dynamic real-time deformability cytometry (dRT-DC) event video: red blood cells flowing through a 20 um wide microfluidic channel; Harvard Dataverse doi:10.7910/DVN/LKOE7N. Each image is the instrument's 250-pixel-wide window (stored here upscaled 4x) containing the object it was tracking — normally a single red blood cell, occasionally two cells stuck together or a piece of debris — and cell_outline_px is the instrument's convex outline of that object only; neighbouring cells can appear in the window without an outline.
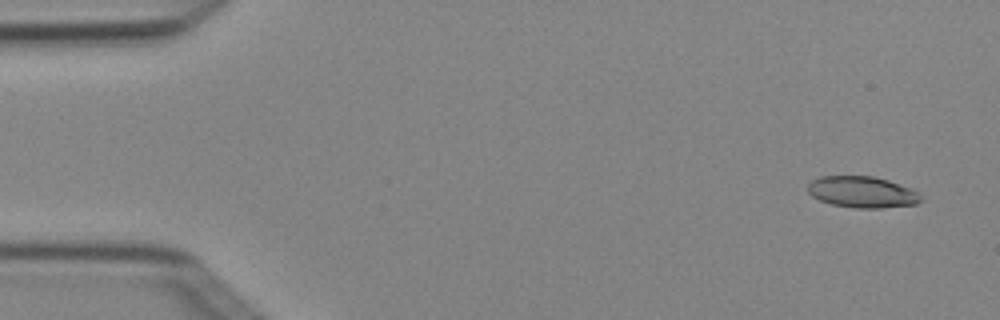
{"species": "Egyptian fruit bat (a non-hibernating species)", "species_latin": "Rousettus aegyptiacus", "temperature_condition": "cold", "stored_images_in_passage": 4, "camera_frame_rate_fps": 3000, "um_per_image_px": 0.085, "animal": {"sex": "female"}, "frame": {"image": 1, "passage_image": 1, "time_ms": 0.0, "image_size_px": [1000, 320], "cell_outline_px": [[920, 200], [916, 204], [880, 208], [856, 208], [832, 204], [820, 200], [812, 196], [808, 192], [808, 184], [812, 180], [820, 176], [872, 176], [888, 180], [912, 188], [920, 192]], "centroid_in_image_um": [73.29, 16.32], "position_along_channel_um": 11.7, "area_um2": 20.63}}
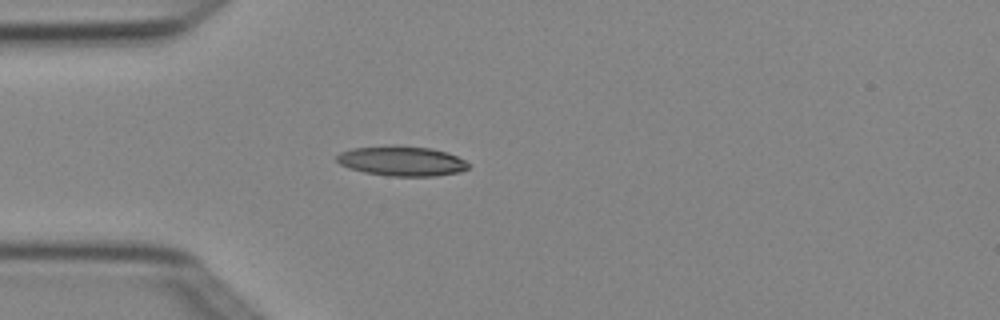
{"frame": {"image": 2, "passage_image": 4, "time_ms": 1.0, "image_size_px": [1000, 320], "cell_outline_px": [[468, 168], [456, 172], [436, 176], [392, 176], [364, 172], [348, 168], [340, 164], [336, 160], [336, 156], [340, 152], [352, 148], [432, 148], [448, 152], [464, 160], [468, 164]], "centroid_in_image_um": [34.14, 13.73], "position_along_channel_um": 50.9, "area_um2": 21.91}}